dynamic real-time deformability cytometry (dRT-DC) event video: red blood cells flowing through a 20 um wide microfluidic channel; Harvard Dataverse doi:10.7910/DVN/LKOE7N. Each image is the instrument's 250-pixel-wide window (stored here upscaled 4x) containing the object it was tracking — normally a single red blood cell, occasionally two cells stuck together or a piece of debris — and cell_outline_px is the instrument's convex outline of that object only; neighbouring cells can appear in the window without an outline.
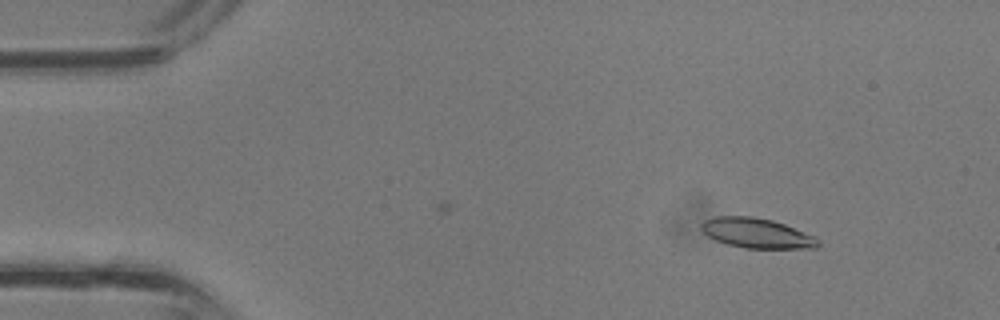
{"species": "common noctule bat (a hibernating species)", "species_latin": "Nyctalus noctula", "temperature_condition": "room temperature", "stored_images_in_passage": 11, "camera_frame_rate_fps": 3000, "um_per_image_px": 0.085, "animal": {"sex": "male", "body_mass_g": 13.3}, "frame": {"image": 1, "passage_image": 4, "time_ms": 1.0, "image_size_px": [1000, 320], "cell_outline_px": [[820, 244], [816, 248], [744, 248], [728, 244], [716, 240], [708, 236], [700, 228], [700, 224], [704, 220], [716, 216], [752, 216], [772, 220], [784, 224], [816, 236], [820, 240]], "centroid_in_image_um": [64.34, 19.81], "position_along_channel_um": 20.7, "area_um2": 20.4}}